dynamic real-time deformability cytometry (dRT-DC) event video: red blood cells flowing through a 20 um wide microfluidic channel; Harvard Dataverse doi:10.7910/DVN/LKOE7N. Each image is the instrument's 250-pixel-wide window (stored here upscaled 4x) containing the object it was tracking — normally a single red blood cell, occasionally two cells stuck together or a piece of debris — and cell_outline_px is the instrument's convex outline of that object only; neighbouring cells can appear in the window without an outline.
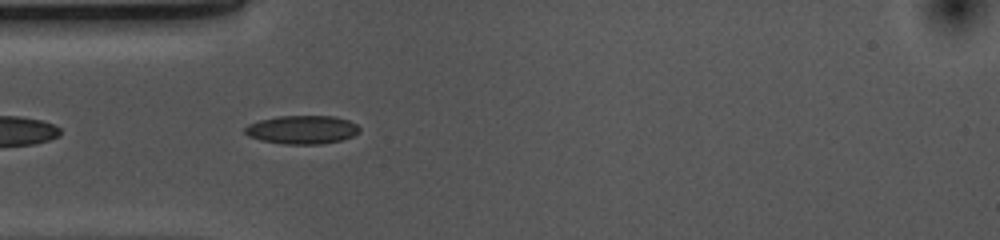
{"species": "common noctule bat (a hibernating species)", "species_latin": "Nyctalus noctula", "temperature_condition": "cold", "stored_images_in_passage": 33, "camera_frame_rate_fps": 3000, "um_per_image_px": 0.085, "animal": {"sex": "female", "body_mass_g": 10.0, "forearm_length_mm": 53.1}, "frame": {"image": 1, "passage_image": 1, "time_ms": 0.0, "image_size_px": [1000, 240], "cell_outline_px": [[360, 132], [344, 140], [320, 144], [284, 144], [260, 140], [248, 136], [244, 132], [244, 128], [248, 124], [260, 120], [276, 116], [336, 116], [348, 120], [356, 124], [360, 128]], "centroid_in_image_um": [25.68, 11.02], "position_along_channel_um": 59.3, "area_um2": 19.19}}
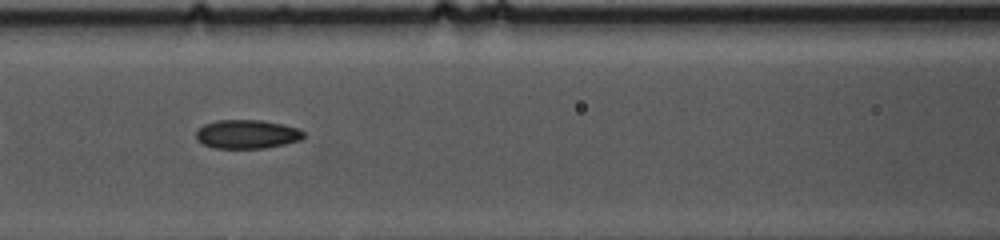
{"frame": {"image": 2, "passage_image": 8, "time_ms": 2.333, "image_size_px": [1000, 240], "cell_outline_px": [[304, 136], [300, 140], [284, 144], [264, 148], [216, 148], [204, 144], [196, 140], [196, 132], [204, 124], [216, 120], [260, 120], [300, 128], [304, 132]], "centroid_in_image_um": [20.99, 11.4], "position_along_channel_um": 145.6, "area_um2": 17.98}}
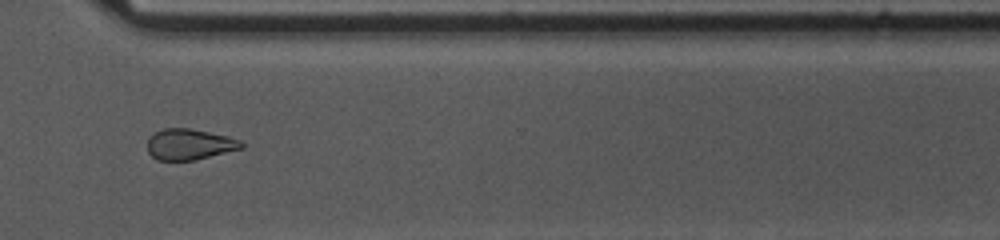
{"frame": {"image": 3, "passage_image": 25, "time_ms": 8.0, "image_size_px": [1000, 240], "cell_outline_px": [[244, 148], [196, 160], [156, 160], [148, 152], [148, 136], [164, 128], [192, 128], [228, 136], [240, 140], [244, 144]], "centroid_in_image_um": [16.12, 12.27], "position_along_channel_um": 354.5, "area_um2": 17.11}, "authors_computed_cell_mechanics": {"area_um2": 17.6868, "velocity_mm_per_s": 3.6992, "shape_relaxation_time_tau1_ms": 4.6133, "shape_relaxation_time_tau2_ms": 4.039, "deformation_change_tau1": 0.117, "deformation_change_tau2": 0.1083}}